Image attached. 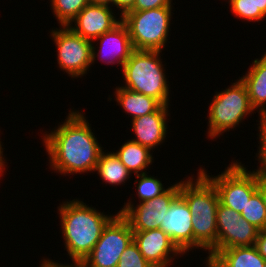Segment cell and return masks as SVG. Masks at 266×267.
<instances>
[{"label":"cell","instance_id":"44dd1931","mask_svg":"<svg viewBox=\"0 0 266 267\" xmlns=\"http://www.w3.org/2000/svg\"><path fill=\"white\" fill-rule=\"evenodd\" d=\"M95 171L102 181L113 186L125 183L132 176L114 152L105 153L104 150L100 153Z\"/></svg>","mask_w":266,"mask_h":267},{"label":"cell","instance_id":"5bb4252c","mask_svg":"<svg viewBox=\"0 0 266 267\" xmlns=\"http://www.w3.org/2000/svg\"><path fill=\"white\" fill-rule=\"evenodd\" d=\"M96 40L100 41L99 50L97 49L98 53L95 51L96 47L93 44ZM94 41H92V64L95 62L96 57H98L99 59L101 58L102 62L105 61L106 64H115L116 62L123 68V65L134 50L128 28L122 20Z\"/></svg>","mask_w":266,"mask_h":267},{"label":"cell","instance_id":"9c48e42d","mask_svg":"<svg viewBox=\"0 0 266 267\" xmlns=\"http://www.w3.org/2000/svg\"><path fill=\"white\" fill-rule=\"evenodd\" d=\"M51 35L59 68L73 78L85 75L92 64V41L75 34L68 26L51 30Z\"/></svg>","mask_w":266,"mask_h":267},{"label":"cell","instance_id":"4316f807","mask_svg":"<svg viewBox=\"0 0 266 267\" xmlns=\"http://www.w3.org/2000/svg\"><path fill=\"white\" fill-rule=\"evenodd\" d=\"M260 122L258 125V129H259V141H260V145H259V151L257 156V160L260 162V166L258 167V169L254 172H256L258 175L266 177V120H260L258 121Z\"/></svg>","mask_w":266,"mask_h":267},{"label":"cell","instance_id":"f546056e","mask_svg":"<svg viewBox=\"0 0 266 267\" xmlns=\"http://www.w3.org/2000/svg\"><path fill=\"white\" fill-rule=\"evenodd\" d=\"M254 21L258 22L266 18V0H253Z\"/></svg>","mask_w":266,"mask_h":267},{"label":"cell","instance_id":"6da1fadb","mask_svg":"<svg viewBox=\"0 0 266 267\" xmlns=\"http://www.w3.org/2000/svg\"><path fill=\"white\" fill-rule=\"evenodd\" d=\"M94 134L85 114L71 109L63 124L42 137L50 167L62 175L95 172L103 149Z\"/></svg>","mask_w":266,"mask_h":267},{"label":"cell","instance_id":"7a4b0ae2","mask_svg":"<svg viewBox=\"0 0 266 267\" xmlns=\"http://www.w3.org/2000/svg\"><path fill=\"white\" fill-rule=\"evenodd\" d=\"M65 249L72 262H82L117 215H105L83 201L73 199L58 206Z\"/></svg>","mask_w":266,"mask_h":267},{"label":"cell","instance_id":"1f68e13d","mask_svg":"<svg viewBox=\"0 0 266 267\" xmlns=\"http://www.w3.org/2000/svg\"><path fill=\"white\" fill-rule=\"evenodd\" d=\"M135 0H112V6L115 5L116 8L121 11L120 17H122L126 12H128L134 5Z\"/></svg>","mask_w":266,"mask_h":267},{"label":"cell","instance_id":"7402d4cb","mask_svg":"<svg viewBox=\"0 0 266 267\" xmlns=\"http://www.w3.org/2000/svg\"><path fill=\"white\" fill-rule=\"evenodd\" d=\"M54 16L60 26H68L72 20L89 4L88 0H51Z\"/></svg>","mask_w":266,"mask_h":267},{"label":"cell","instance_id":"d6986e66","mask_svg":"<svg viewBox=\"0 0 266 267\" xmlns=\"http://www.w3.org/2000/svg\"><path fill=\"white\" fill-rule=\"evenodd\" d=\"M115 101L124 109L131 119L155 112L162 104L151 96L135 92L124 87H116Z\"/></svg>","mask_w":266,"mask_h":267},{"label":"cell","instance_id":"ffe728a7","mask_svg":"<svg viewBox=\"0 0 266 267\" xmlns=\"http://www.w3.org/2000/svg\"><path fill=\"white\" fill-rule=\"evenodd\" d=\"M130 173L140 175L153 162L151 150L137 142L128 140L114 152Z\"/></svg>","mask_w":266,"mask_h":267},{"label":"cell","instance_id":"52a82bcc","mask_svg":"<svg viewBox=\"0 0 266 267\" xmlns=\"http://www.w3.org/2000/svg\"><path fill=\"white\" fill-rule=\"evenodd\" d=\"M214 186L218 193L219 202L241 213L257 191L258 174L248 171L243 164L231 162L229 166L217 176H210L204 168L198 169Z\"/></svg>","mask_w":266,"mask_h":267},{"label":"cell","instance_id":"d6a6232c","mask_svg":"<svg viewBox=\"0 0 266 267\" xmlns=\"http://www.w3.org/2000/svg\"><path fill=\"white\" fill-rule=\"evenodd\" d=\"M40 267H85L81 262H72V264H59L50 259H43Z\"/></svg>","mask_w":266,"mask_h":267},{"label":"cell","instance_id":"d4e9b609","mask_svg":"<svg viewBox=\"0 0 266 267\" xmlns=\"http://www.w3.org/2000/svg\"><path fill=\"white\" fill-rule=\"evenodd\" d=\"M116 267H153L141 254L134 240L120 256Z\"/></svg>","mask_w":266,"mask_h":267},{"label":"cell","instance_id":"ba28073f","mask_svg":"<svg viewBox=\"0 0 266 267\" xmlns=\"http://www.w3.org/2000/svg\"><path fill=\"white\" fill-rule=\"evenodd\" d=\"M132 241L133 230L129 222L117 213L81 263L85 267H116L121 254Z\"/></svg>","mask_w":266,"mask_h":267},{"label":"cell","instance_id":"7c38bea8","mask_svg":"<svg viewBox=\"0 0 266 267\" xmlns=\"http://www.w3.org/2000/svg\"><path fill=\"white\" fill-rule=\"evenodd\" d=\"M192 215L186 201L179 195L166 212L162 229L184 254L193 249Z\"/></svg>","mask_w":266,"mask_h":267},{"label":"cell","instance_id":"f1b7e54d","mask_svg":"<svg viewBox=\"0 0 266 267\" xmlns=\"http://www.w3.org/2000/svg\"><path fill=\"white\" fill-rule=\"evenodd\" d=\"M172 0H135L129 11H142L160 7H173Z\"/></svg>","mask_w":266,"mask_h":267},{"label":"cell","instance_id":"8fae6325","mask_svg":"<svg viewBox=\"0 0 266 267\" xmlns=\"http://www.w3.org/2000/svg\"><path fill=\"white\" fill-rule=\"evenodd\" d=\"M133 240L143 257L153 267H169L174 258L184 255L172 242L171 238L160 228L133 231ZM172 254V255H171Z\"/></svg>","mask_w":266,"mask_h":267},{"label":"cell","instance_id":"603a6c76","mask_svg":"<svg viewBox=\"0 0 266 267\" xmlns=\"http://www.w3.org/2000/svg\"><path fill=\"white\" fill-rule=\"evenodd\" d=\"M240 214L243 219L259 230L266 228V207L258 191L251 196Z\"/></svg>","mask_w":266,"mask_h":267},{"label":"cell","instance_id":"8992f818","mask_svg":"<svg viewBox=\"0 0 266 267\" xmlns=\"http://www.w3.org/2000/svg\"><path fill=\"white\" fill-rule=\"evenodd\" d=\"M172 7H160L142 11H128L122 21L128 28L135 50L162 51L168 40Z\"/></svg>","mask_w":266,"mask_h":267},{"label":"cell","instance_id":"e0dca14e","mask_svg":"<svg viewBox=\"0 0 266 267\" xmlns=\"http://www.w3.org/2000/svg\"><path fill=\"white\" fill-rule=\"evenodd\" d=\"M258 233L259 229L242 217L232 225H217V252L255 245Z\"/></svg>","mask_w":266,"mask_h":267},{"label":"cell","instance_id":"9a60e30c","mask_svg":"<svg viewBox=\"0 0 266 267\" xmlns=\"http://www.w3.org/2000/svg\"><path fill=\"white\" fill-rule=\"evenodd\" d=\"M169 105H161L155 112L143 115L132 120V130L135 133L134 142L143 145L153 151L166 138L167 116Z\"/></svg>","mask_w":266,"mask_h":267},{"label":"cell","instance_id":"d590c367","mask_svg":"<svg viewBox=\"0 0 266 267\" xmlns=\"http://www.w3.org/2000/svg\"><path fill=\"white\" fill-rule=\"evenodd\" d=\"M89 4H98V5H111L112 0H88Z\"/></svg>","mask_w":266,"mask_h":267},{"label":"cell","instance_id":"836d02e7","mask_svg":"<svg viewBox=\"0 0 266 267\" xmlns=\"http://www.w3.org/2000/svg\"><path fill=\"white\" fill-rule=\"evenodd\" d=\"M257 191L261 195L263 203L266 207V177L258 175Z\"/></svg>","mask_w":266,"mask_h":267},{"label":"cell","instance_id":"5b68a950","mask_svg":"<svg viewBox=\"0 0 266 267\" xmlns=\"http://www.w3.org/2000/svg\"><path fill=\"white\" fill-rule=\"evenodd\" d=\"M227 89L217 92L209 106L208 136L219 137L222 133L234 129L247 115L252 114L248 91L239 79Z\"/></svg>","mask_w":266,"mask_h":267},{"label":"cell","instance_id":"ac0fdd59","mask_svg":"<svg viewBox=\"0 0 266 267\" xmlns=\"http://www.w3.org/2000/svg\"><path fill=\"white\" fill-rule=\"evenodd\" d=\"M266 260L257 248L243 246L218 251L207 263V267H262Z\"/></svg>","mask_w":266,"mask_h":267},{"label":"cell","instance_id":"cb8c5ba5","mask_svg":"<svg viewBox=\"0 0 266 267\" xmlns=\"http://www.w3.org/2000/svg\"><path fill=\"white\" fill-rule=\"evenodd\" d=\"M147 174L146 172L135 175L139 182L137 188H135L139 203L159 197L168 190V188L165 189L164 185L161 183L162 181Z\"/></svg>","mask_w":266,"mask_h":267},{"label":"cell","instance_id":"e575fe53","mask_svg":"<svg viewBox=\"0 0 266 267\" xmlns=\"http://www.w3.org/2000/svg\"><path fill=\"white\" fill-rule=\"evenodd\" d=\"M1 143L2 142L0 141V175L3 176L2 174H3L5 167H6L5 163H7V162L4 160V157H3V148H2L3 145H1Z\"/></svg>","mask_w":266,"mask_h":267},{"label":"cell","instance_id":"484cf974","mask_svg":"<svg viewBox=\"0 0 266 267\" xmlns=\"http://www.w3.org/2000/svg\"><path fill=\"white\" fill-rule=\"evenodd\" d=\"M228 3L234 16L241 18V20L254 21L253 0H230Z\"/></svg>","mask_w":266,"mask_h":267},{"label":"cell","instance_id":"3957f363","mask_svg":"<svg viewBox=\"0 0 266 267\" xmlns=\"http://www.w3.org/2000/svg\"><path fill=\"white\" fill-rule=\"evenodd\" d=\"M180 181L179 195L186 201L192 215L193 249L208 250L207 263L217 253V206L215 186L199 171L197 179ZM196 181V182H195Z\"/></svg>","mask_w":266,"mask_h":267},{"label":"cell","instance_id":"83f0119b","mask_svg":"<svg viewBox=\"0 0 266 267\" xmlns=\"http://www.w3.org/2000/svg\"><path fill=\"white\" fill-rule=\"evenodd\" d=\"M241 214L233 209L222 205L220 202L217 206L216 222L217 225H232L238 222Z\"/></svg>","mask_w":266,"mask_h":267},{"label":"cell","instance_id":"2e32d148","mask_svg":"<svg viewBox=\"0 0 266 267\" xmlns=\"http://www.w3.org/2000/svg\"><path fill=\"white\" fill-rule=\"evenodd\" d=\"M240 78L246 85L252 107L259 110V119L266 120V52L253 60L247 73Z\"/></svg>","mask_w":266,"mask_h":267},{"label":"cell","instance_id":"4fadbf2b","mask_svg":"<svg viewBox=\"0 0 266 267\" xmlns=\"http://www.w3.org/2000/svg\"><path fill=\"white\" fill-rule=\"evenodd\" d=\"M111 6L88 4L68 27L77 35L90 41L111 30L122 19L113 15ZM73 22L75 25H73ZM73 26H72V25Z\"/></svg>","mask_w":266,"mask_h":267},{"label":"cell","instance_id":"4dcf8cb0","mask_svg":"<svg viewBox=\"0 0 266 267\" xmlns=\"http://www.w3.org/2000/svg\"><path fill=\"white\" fill-rule=\"evenodd\" d=\"M254 246L257 248L258 253L266 260V228L259 230Z\"/></svg>","mask_w":266,"mask_h":267},{"label":"cell","instance_id":"30bf717a","mask_svg":"<svg viewBox=\"0 0 266 267\" xmlns=\"http://www.w3.org/2000/svg\"><path fill=\"white\" fill-rule=\"evenodd\" d=\"M179 190L180 182H177L169 186L168 190L161 196L141 202L136 206L128 200V203H124L123 208L118 213L129 222L133 231L158 229L172 202L179 196Z\"/></svg>","mask_w":266,"mask_h":267},{"label":"cell","instance_id":"277c9868","mask_svg":"<svg viewBox=\"0 0 266 267\" xmlns=\"http://www.w3.org/2000/svg\"><path fill=\"white\" fill-rule=\"evenodd\" d=\"M158 50H133L123 65L126 89L140 92L158 100L162 105H169L170 90L166 73Z\"/></svg>","mask_w":266,"mask_h":267}]
</instances>
